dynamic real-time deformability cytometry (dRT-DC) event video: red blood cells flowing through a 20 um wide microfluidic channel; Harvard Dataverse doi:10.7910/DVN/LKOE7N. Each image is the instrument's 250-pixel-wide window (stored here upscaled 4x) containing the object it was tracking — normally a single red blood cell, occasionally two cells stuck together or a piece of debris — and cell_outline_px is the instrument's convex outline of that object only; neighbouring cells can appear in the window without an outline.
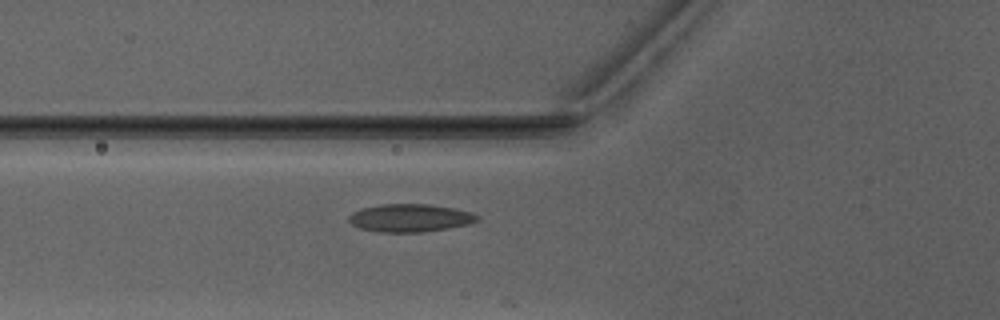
{"species": "Egyptian fruit bat (a non-hibernating species)", "species_latin": "Rousettus aegyptiacus", "temperature_condition": "warm", "stored_images_in_passage": 12, "camera_frame_rate_fps": 3000, "um_per_image_px": 0.085, "animal": {"sex": "male"}, "frame": {"image": 1, "passage_image": 10, "time_ms": 3.0, "image_size_px": [1000, 320], "cell_outline_px": [[480, 220], [468, 224], [448, 228], [420, 232], [380, 232], [360, 228], [352, 224], [348, 220], [348, 216], [352, 212], [360, 208], [380, 204], [432, 204], [472, 212], [480, 216]], "centroid_in_image_um": [34.85, 18.51], "position_along_channel_um": 91.0, "area_um2": 20.98}}